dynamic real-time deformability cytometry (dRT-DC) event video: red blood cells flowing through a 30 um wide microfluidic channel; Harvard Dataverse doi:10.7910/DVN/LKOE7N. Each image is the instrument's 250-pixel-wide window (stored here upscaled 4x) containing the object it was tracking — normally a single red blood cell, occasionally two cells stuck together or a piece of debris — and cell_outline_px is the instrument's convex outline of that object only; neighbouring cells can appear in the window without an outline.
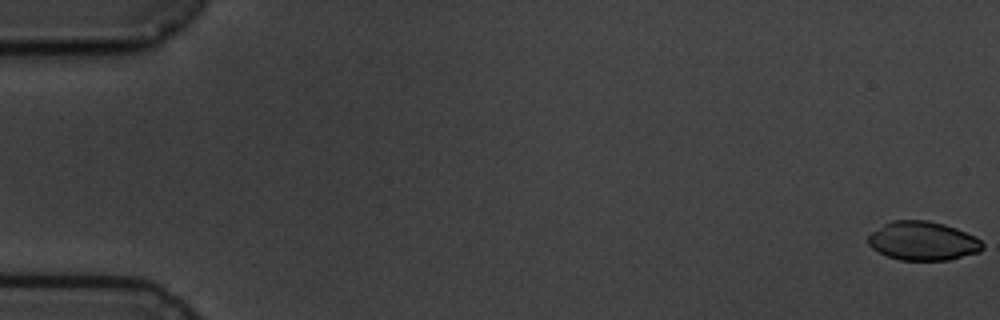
{"species": "common noctule bat (a hibernating species)", "species_latin": "Nyctalus noctula", "temperature_condition": "cold", "stored_images_in_passage": 7, "camera_frame_rate_fps": 3000, "um_per_image_px": 0.085, "animal": {"sex": "male", "body_mass_g": 19.5, "forearm_length_mm": 54.6}, "frame": {"image": 1, "passage_image": 1, "time_ms": 0.0, "image_size_px": [1000, 320], "cell_outline_px": [[984, 248], [980, 252], [948, 260], [900, 260], [888, 256], [872, 248], [868, 244], [868, 236], [872, 232], [884, 224], [892, 220], [928, 220], [944, 224], [956, 228], [976, 236], [984, 244]], "centroid_in_image_um": [78.47, 20.48], "position_along_channel_um": 6.5, "area_um2": 25.95}}
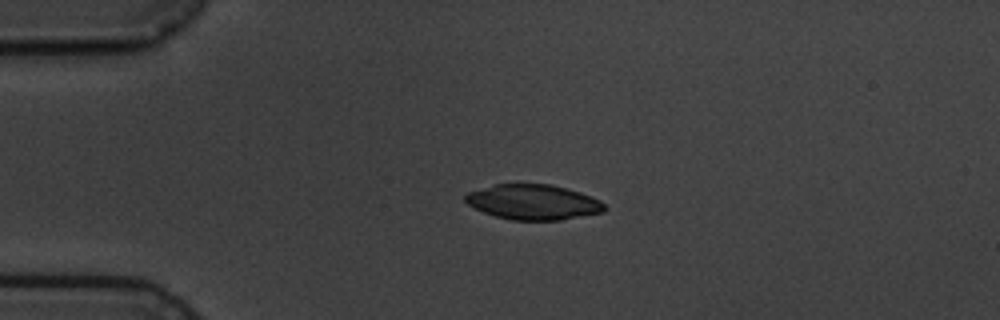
{"frame": {"image": 2, "passage_image": 5, "time_ms": 4.333, "image_size_px": [1000, 320], "cell_outline_px": [[608, 208], [604, 212], [560, 220], [512, 220], [496, 216], [484, 212], [468, 204], [464, 200], [464, 196], [468, 192], [496, 184], [552, 184], [580, 192], [592, 196], [600, 200]], "centroid_in_image_um": [45.36, 17.18], "position_along_channel_um": 39.6, "area_um2": 28.5}}
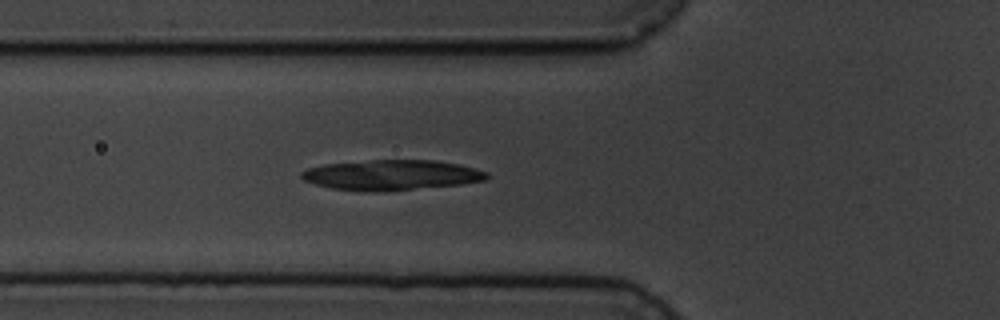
{"frame": {"image": 3, "passage_image": 7, "time_ms": 6.667, "image_size_px": [1000, 320], "cell_outline_px": [[488, 176], [484, 180], [460, 184], [372, 192], [360, 192], [332, 188], [316, 184], [304, 180], [300, 176], [300, 172], [308, 168], [324, 164], [372, 160], [436, 160], [456, 164], [488, 172]], "centroid_in_image_um": [33.21, 14.87], "position_along_channel_um": 92.6, "area_um2": 32.31}}